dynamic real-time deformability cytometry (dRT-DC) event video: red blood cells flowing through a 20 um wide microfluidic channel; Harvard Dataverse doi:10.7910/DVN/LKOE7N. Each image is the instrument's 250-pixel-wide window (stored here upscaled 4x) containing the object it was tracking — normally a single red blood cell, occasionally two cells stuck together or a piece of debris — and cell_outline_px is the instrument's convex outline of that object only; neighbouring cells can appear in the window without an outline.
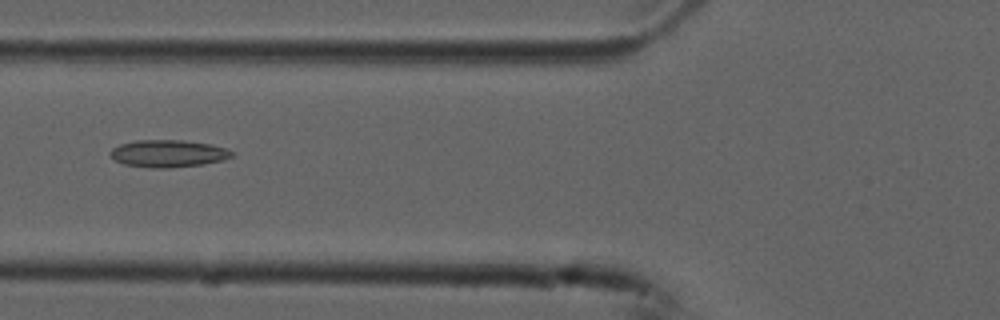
{"species": "common noctule bat (a hibernating species)", "species_latin": "Nyctalus noctula", "temperature_condition": "cold", "stored_images_in_passage": 2, "camera_frame_rate_fps": 3000, "um_per_image_px": 0.085, "animal": {"sex": "male", "forearm_length_mm": 52.5}, "frame": {"image": 1, "passage_image": 2, "time_ms": 0.333, "image_size_px": [1000, 320], "cell_outline_px": [[236, 152], [232, 156], [224, 160], [204, 164], [168, 168], [152, 168], [124, 164], [116, 160], [108, 152], [112, 148], [120, 144], [136, 140], [184, 140], [208, 144], [224, 148]], "centroid_in_image_um": [14.3, 13.05], "position_along_channel_um": 111.5, "area_um2": 19.31}}